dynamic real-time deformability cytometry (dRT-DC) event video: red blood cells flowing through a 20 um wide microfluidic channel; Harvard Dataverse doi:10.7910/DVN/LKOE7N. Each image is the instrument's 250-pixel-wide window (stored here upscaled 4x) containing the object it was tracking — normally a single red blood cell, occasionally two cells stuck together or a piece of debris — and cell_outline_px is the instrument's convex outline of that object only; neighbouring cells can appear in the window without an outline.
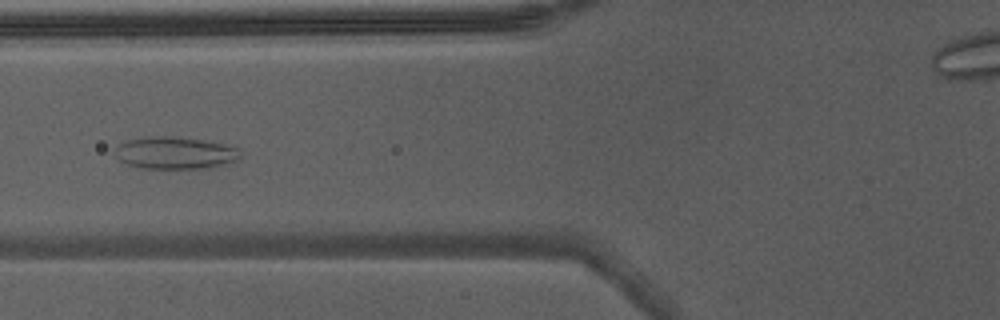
{"species": "Egyptian fruit bat (a non-hibernating species)", "species_latin": "Rousettus aegyptiacus", "temperature_condition": "warm", "stored_images_in_passage": 5, "camera_frame_rate_fps": 3000, "um_per_image_px": 0.085, "animal": {"sex": "male"}, "frame": {"image": 1, "passage_image": 5, "time_ms": 1.333, "image_size_px": [1000, 320], "cell_outline_px": [[240, 156], [236, 160], [212, 168], [140, 168], [128, 164], [120, 160], [112, 152], [116, 144], [124, 140], [152, 136], [172, 136], [204, 140], [224, 144], [240, 148]], "centroid_in_image_um": [14.83, 12.98], "position_along_channel_um": 111.0, "area_um2": 23.81}}